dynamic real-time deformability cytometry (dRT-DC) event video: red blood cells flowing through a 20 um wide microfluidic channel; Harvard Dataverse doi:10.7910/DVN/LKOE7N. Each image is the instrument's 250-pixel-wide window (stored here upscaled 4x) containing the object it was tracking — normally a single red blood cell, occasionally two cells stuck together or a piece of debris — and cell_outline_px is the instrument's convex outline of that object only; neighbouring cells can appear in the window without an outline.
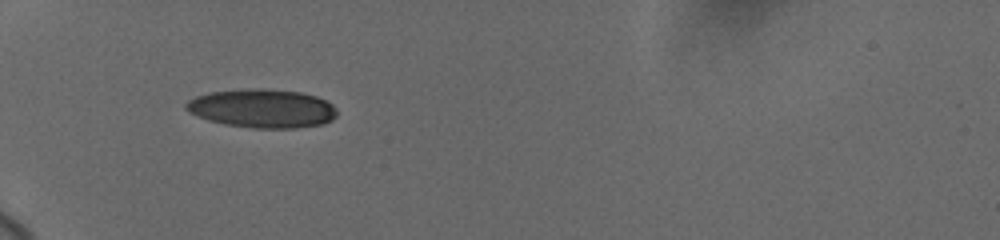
{"species": "human", "species_latin": "Homo sapiens", "temperature_condition": "cold", "stored_images_in_passage": 10, "camera_frame_rate_fps": 3000, "um_per_image_px": 0.085, "donor": {"sex": "female"}, "frame": {"image": 1, "passage_image": 1, "time_ms": 0.0, "image_size_px": [1000, 240], "cell_outline_px": [[336, 116], [332, 120], [324, 124], [296, 128], [252, 128], [224, 124], [208, 120], [196, 116], [188, 112], [184, 108], [184, 104], [188, 100], [196, 96], [208, 92], [244, 88], [268, 88], [300, 92], [316, 96], [332, 104], [336, 108]], "centroid_in_image_um": [22.26, 9.21], "position_along_channel_um": 62.7, "area_um2": 34.51}}
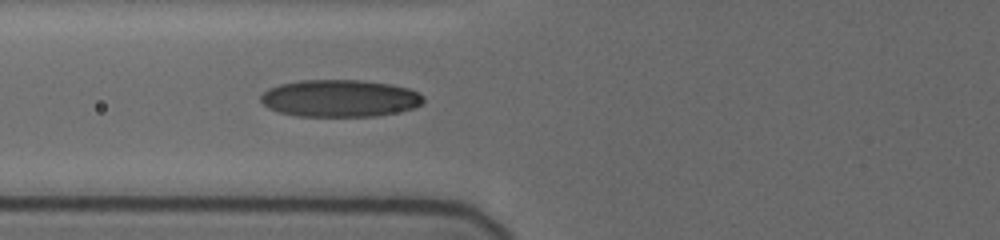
{"frame": {"image": 2, "passage_image": 7, "time_ms": 1.333, "image_size_px": [1000, 240], "cell_outline_px": [[424, 104], [412, 108], [396, 112], [376, 116], [300, 116], [280, 112], [268, 108], [260, 100], [260, 96], [268, 88], [280, 84], [300, 80], [360, 80], [392, 84], [408, 88], [420, 92], [424, 96]], "centroid_in_image_um": [28.91, 8.35], "position_along_channel_um": 96.9, "area_um2": 35.37}}